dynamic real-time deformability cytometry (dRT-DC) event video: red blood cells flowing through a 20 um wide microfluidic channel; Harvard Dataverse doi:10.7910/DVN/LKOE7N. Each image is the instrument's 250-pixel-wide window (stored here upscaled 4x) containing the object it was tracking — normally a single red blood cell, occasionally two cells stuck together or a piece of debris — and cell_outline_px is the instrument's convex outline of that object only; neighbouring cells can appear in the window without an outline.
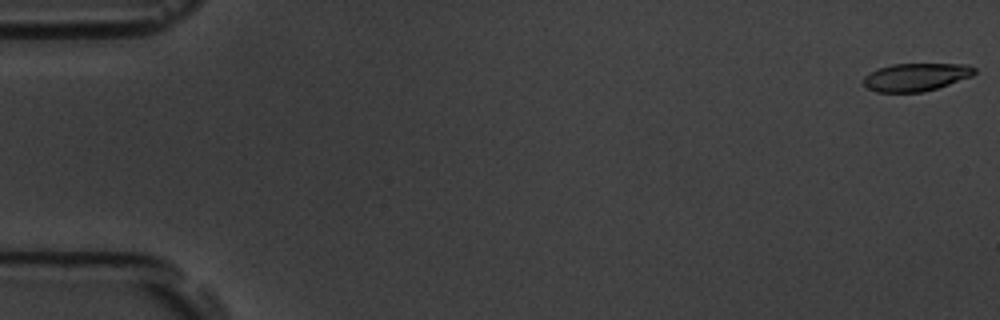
{"species": "common noctule bat (a hibernating species)", "species_latin": "Nyctalus noctula", "temperature_condition": "room temperature", "stored_images_in_passage": 16, "camera_frame_rate_fps": 3000, "um_per_image_px": 0.085, "animal": {"sex": "male", "body_mass_g": 19.5, "forearm_length_mm": 54.6}, "frame": {"image": 1, "passage_image": 1, "time_ms": 0.0, "image_size_px": [1000, 320], "cell_outline_px": [[976, 72], [972, 76], [924, 92], [876, 92], [868, 88], [864, 84], [864, 76], [880, 68], [892, 64], [968, 64], [976, 68]], "centroid_in_image_um": [77.88, 6.55], "position_along_channel_um": 7.1, "area_um2": 17.86}}